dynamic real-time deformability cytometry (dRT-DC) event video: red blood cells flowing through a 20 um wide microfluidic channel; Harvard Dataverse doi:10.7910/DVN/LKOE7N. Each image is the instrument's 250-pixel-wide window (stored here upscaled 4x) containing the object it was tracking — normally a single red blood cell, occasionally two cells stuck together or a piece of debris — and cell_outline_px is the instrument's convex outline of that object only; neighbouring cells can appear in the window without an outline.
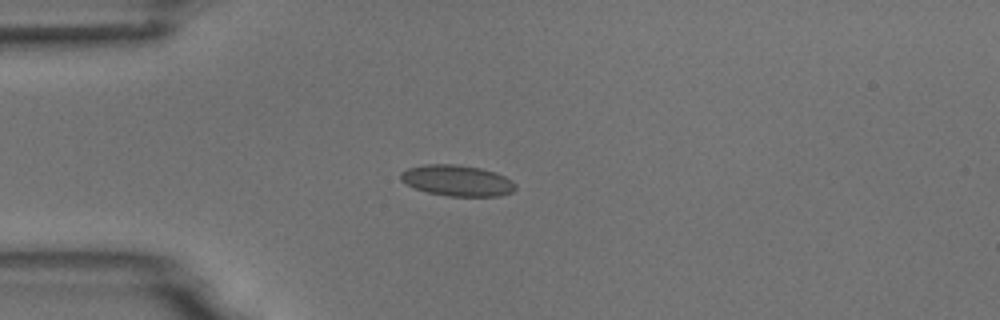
{"species": "common noctule bat (a hibernating species)", "species_latin": "Nyctalus noctula", "temperature_condition": "room temperature", "stored_images_in_passage": 6, "camera_frame_rate_fps": 3000, "um_per_image_px": 0.085, "animal": {"sex": "male", "body_mass_g": 18.8}, "frame": {"image": 1, "passage_image": 4, "time_ms": 4.333, "image_size_px": [1000, 320], "cell_outline_px": [[516, 188], [512, 192], [500, 196], [448, 196], [428, 192], [416, 188], [400, 180], [400, 172], [408, 168], [424, 164], [456, 164], [480, 168], [496, 172], [512, 180], [516, 184]], "centroid_in_image_um": [38.88, 15.34], "position_along_channel_um": 46.1, "area_um2": 20.75}}
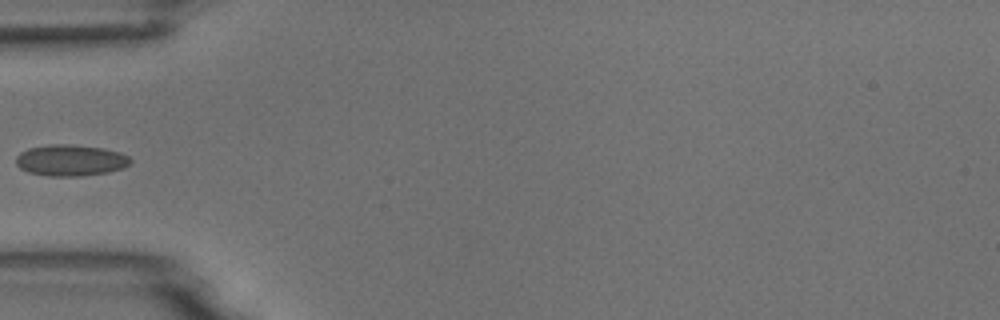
{"frame": {"image": 2, "passage_image": 5, "time_ms": 5.667, "image_size_px": [1000, 320], "cell_outline_px": [[132, 160], [124, 168], [108, 172], [80, 176], [48, 176], [28, 172], [20, 168], [16, 164], [16, 156], [20, 152], [28, 148], [48, 144], [68, 144], [104, 148], [120, 152], [128, 156]], "centroid_in_image_um": [5.98, 13.62], "position_along_channel_um": 79.0, "area_um2": 20.98}}